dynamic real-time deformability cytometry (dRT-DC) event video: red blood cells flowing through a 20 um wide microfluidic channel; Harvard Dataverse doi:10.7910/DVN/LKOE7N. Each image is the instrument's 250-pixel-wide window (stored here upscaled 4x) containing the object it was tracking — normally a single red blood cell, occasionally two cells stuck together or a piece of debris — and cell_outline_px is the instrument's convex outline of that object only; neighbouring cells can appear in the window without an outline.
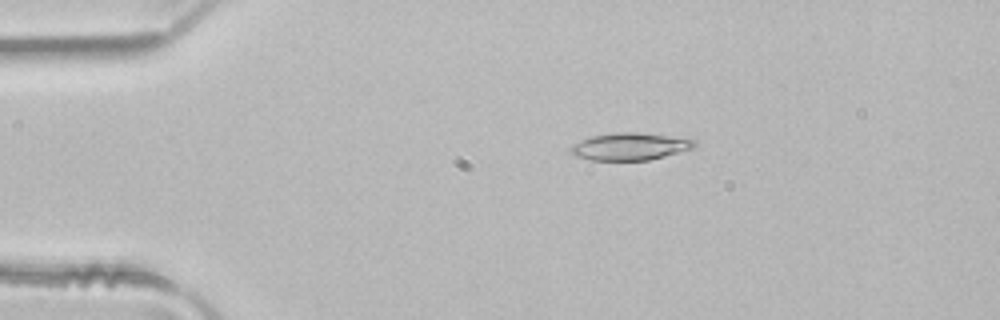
{"species": "common noctule bat (a hibernating species)", "species_latin": "Nyctalus noctula", "temperature_condition": "room temperature", "stored_images_in_passage": 3, "camera_frame_rate_fps": 3000, "um_per_image_px": 0.085, "animal": {"sex": "male", "body_mass_g": 21.5, "forearm_length_mm": 52.0}, "frame": {"image": 1, "passage_image": 1, "time_ms": 0.0, "image_size_px": [1000, 320], "cell_outline_px": [[696, 144], [692, 148], [664, 156], [648, 160], [592, 160], [576, 156], [568, 148], [572, 144], [580, 140], [592, 136], [616, 132], [636, 132], [688, 136], [696, 140]], "centroid_in_image_um": [53.61, 12.42], "position_along_channel_um": 31.4, "area_um2": 20.0}}